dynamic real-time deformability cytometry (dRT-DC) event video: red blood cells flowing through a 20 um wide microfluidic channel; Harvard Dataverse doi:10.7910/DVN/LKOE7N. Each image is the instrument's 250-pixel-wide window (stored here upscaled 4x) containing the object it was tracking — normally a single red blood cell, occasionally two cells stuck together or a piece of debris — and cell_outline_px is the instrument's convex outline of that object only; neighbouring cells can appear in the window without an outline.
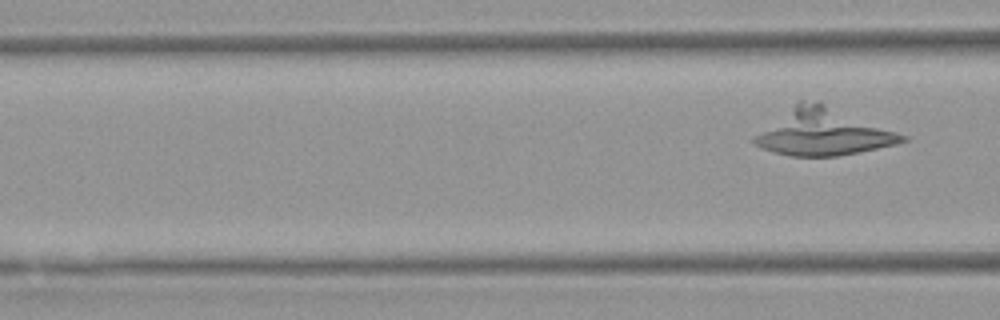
{"species": "Egyptian fruit bat (a non-hibernating species)", "species_latin": "Rousettus aegyptiacus", "temperature_condition": "warm", "stored_images_in_passage": 5, "camera_frame_rate_fps": 3000, "um_per_image_px": 0.085, "animal": {"sex": "female"}, "frame": {"image": 1, "passage_image": 5, "time_ms": 5.0, "image_size_px": [1000, 320], "cell_outline_px": [[908, 140], [896, 144], [860, 152], [836, 156], [792, 156], [776, 152], [764, 148], [756, 144], [752, 140], [756, 136], [800, 100], [824, 104], [908, 136]], "centroid_in_image_um": [70.04, 11.27], "position_along_channel_um": 96.6, "area_um2": 38.44}}